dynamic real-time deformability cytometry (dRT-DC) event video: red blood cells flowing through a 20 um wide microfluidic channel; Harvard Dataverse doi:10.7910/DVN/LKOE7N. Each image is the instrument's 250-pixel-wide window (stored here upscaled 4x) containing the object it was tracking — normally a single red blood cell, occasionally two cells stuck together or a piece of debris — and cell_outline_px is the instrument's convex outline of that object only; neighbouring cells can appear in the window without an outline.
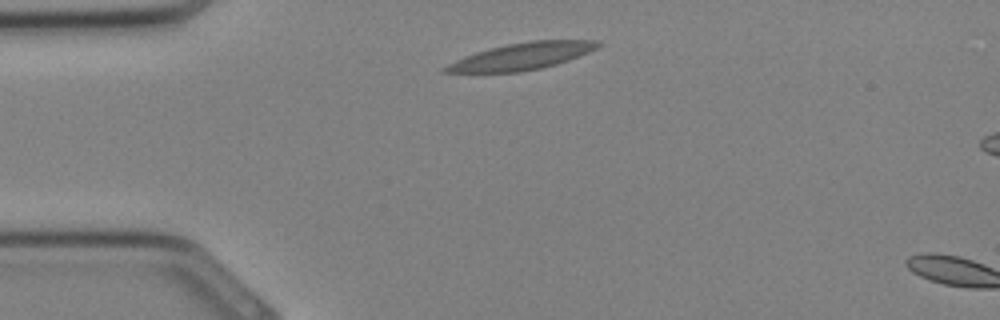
{"species": "Egyptian fruit bat (a non-hibernating species)", "species_latin": "Rousettus aegyptiacus", "temperature_condition": "cold", "stored_images_in_passage": 3, "camera_frame_rate_fps": 3000, "um_per_image_px": 0.085, "animal": {"sex": "female"}, "frame": {"image": 1, "passage_image": 1, "time_ms": 0.0, "image_size_px": [1000, 320], "cell_outline_px": [[600, 44], [596, 48], [588, 52], [568, 60], [556, 64], [540, 68], [520, 72], [440, 72], [440, 68], [464, 56], [476, 52], [508, 44], [528, 40], [596, 40]], "centroid_in_image_um": [44.31, 4.78], "position_along_channel_um": 40.7, "area_um2": 23.58}}